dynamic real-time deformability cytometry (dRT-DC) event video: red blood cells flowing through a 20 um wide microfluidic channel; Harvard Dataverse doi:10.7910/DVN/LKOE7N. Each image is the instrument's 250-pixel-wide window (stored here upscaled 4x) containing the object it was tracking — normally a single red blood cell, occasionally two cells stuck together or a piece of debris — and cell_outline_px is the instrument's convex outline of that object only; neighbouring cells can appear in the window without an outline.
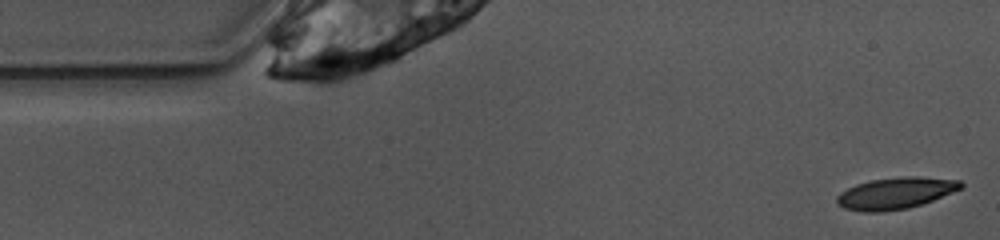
{"species": "common noctule bat (a hibernating species)", "species_latin": "Nyctalus noctula", "temperature_condition": "warm", "stored_images_in_passage": 4, "camera_frame_rate_fps": 3000, "um_per_image_px": 0.085, "animal": {"sex": "female", "body_mass_g": 10.0, "forearm_length_mm": 53.1}, "frame": {"image": 1, "passage_image": 1, "time_ms": 0.0, "image_size_px": [1000, 240], "cell_outline_px": [[964, 188], [932, 200], [908, 208], [880, 212], [864, 212], [844, 208], [836, 204], [836, 196], [840, 192], [856, 184], [872, 180], [904, 176], [916, 176], [960, 180], [964, 184]], "centroid_in_image_um": [76.12, 16.42], "position_along_channel_um": 8.9, "area_um2": 22.83}}